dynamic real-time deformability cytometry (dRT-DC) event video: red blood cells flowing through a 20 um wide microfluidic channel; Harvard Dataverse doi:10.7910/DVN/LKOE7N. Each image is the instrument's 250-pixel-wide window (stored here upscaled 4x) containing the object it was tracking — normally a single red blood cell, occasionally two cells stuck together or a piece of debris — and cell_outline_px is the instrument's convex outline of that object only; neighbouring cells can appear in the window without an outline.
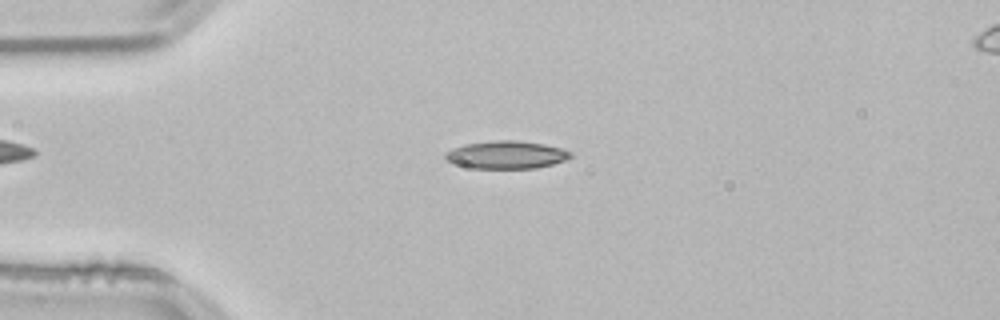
{"species": "common noctule bat (a hibernating species)", "species_latin": "Nyctalus noctula", "temperature_condition": "room temperature", "stored_images_in_passage": 45, "camera_frame_rate_fps": 3000, "um_per_image_px": 0.085, "animal": {"sex": "male", "body_mass_g": 21.5, "forearm_length_mm": 52.0}, "frame": {"image": 1, "passage_image": 8, "time_ms": 2.333, "image_size_px": [1000, 320], "cell_outline_px": [[572, 156], [568, 160], [536, 168], [472, 168], [448, 160], [444, 156], [444, 152], [452, 148], [464, 144], [492, 140], [520, 140], [544, 144], [560, 148], [572, 152]], "centroid_in_image_um": [43.07, 13.14], "position_along_channel_um": 41.9, "area_um2": 20.29}}
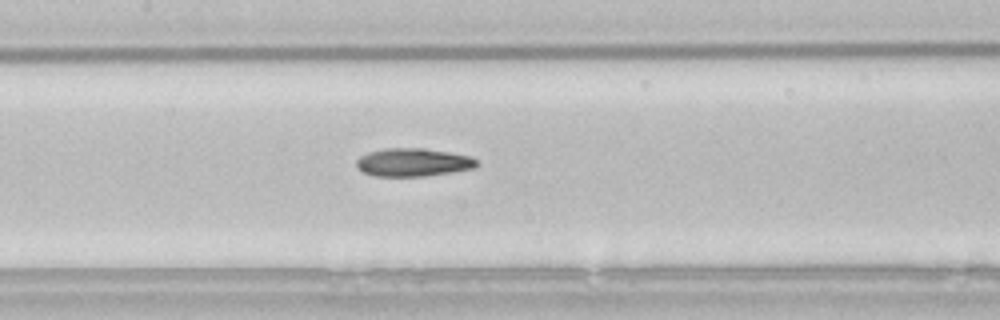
{"frame": {"image": 2, "passage_image": 20, "time_ms": 6.333, "image_size_px": [1000, 320], "cell_outline_px": [[480, 164], [476, 168], [452, 172], [424, 176], [376, 176], [364, 172], [356, 168], [356, 160], [360, 156], [368, 152], [384, 148], [424, 148], [448, 152], [468, 156], [476, 160]], "centroid_in_image_um": [35.1, 13.8], "position_along_channel_um": 172.3, "area_um2": 19.77}}
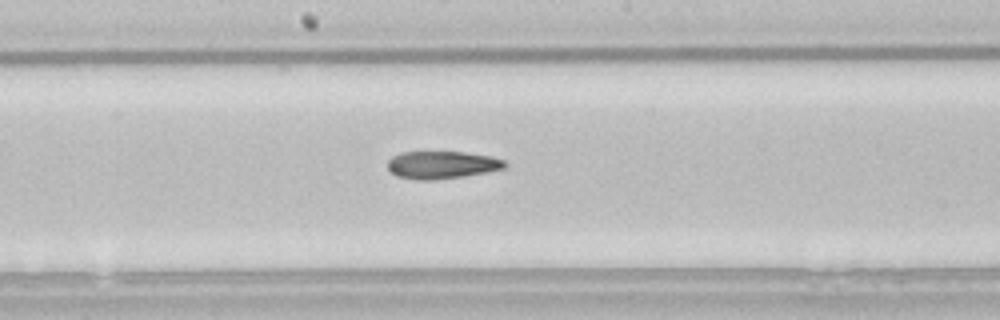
{"frame": {"image": 3, "passage_image": 23, "time_ms": 7.333, "image_size_px": [1000, 320], "cell_outline_px": [[504, 168], [484, 172], [460, 176], [432, 180], [416, 180], [396, 176], [388, 168], [388, 160], [392, 156], [400, 152], [464, 152], [492, 156], [504, 160]], "centroid_in_image_um": [37.5, 14.0], "position_along_channel_um": 210.7, "area_um2": 18.61}, "authors_computed_cell_mechanics": {"area_um2": 19.3052, "velocity_mm_per_s": 3.8464, "shape_relaxation_time_tau1_ms": null, "shape_relaxation_time_tau2_ms": 3.4498, "deformation_change_tau1": null, "deformation_change_tau2": 0.1217}}